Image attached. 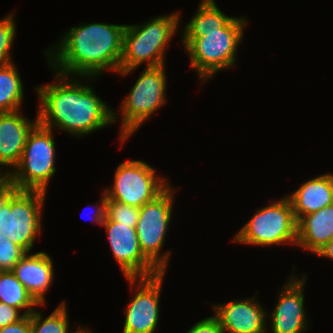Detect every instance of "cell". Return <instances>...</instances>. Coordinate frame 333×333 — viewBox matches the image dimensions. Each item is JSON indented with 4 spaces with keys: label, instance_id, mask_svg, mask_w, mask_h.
I'll use <instances>...</instances> for the list:
<instances>
[{
    "label": "cell",
    "instance_id": "cell-32",
    "mask_svg": "<svg viewBox=\"0 0 333 333\" xmlns=\"http://www.w3.org/2000/svg\"><path fill=\"white\" fill-rule=\"evenodd\" d=\"M89 330H90V331H89ZM79 333H93V332L91 331V328L84 327V328L81 330V332H79Z\"/></svg>",
    "mask_w": 333,
    "mask_h": 333
},
{
    "label": "cell",
    "instance_id": "cell-12",
    "mask_svg": "<svg viewBox=\"0 0 333 333\" xmlns=\"http://www.w3.org/2000/svg\"><path fill=\"white\" fill-rule=\"evenodd\" d=\"M101 226L107 231L112 255L125 278L152 277L161 273L143 254L136 228L110 219H105Z\"/></svg>",
    "mask_w": 333,
    "mask_h": 333
},
{
    "label": "cell",
    "instance_id": "cell-8",
    "mask_svg": "<svg viewBox=\"0 0 333 333\" xmlns=\"http://www.w3.org/2000/svg\"><path fill=\"white\" fill-rule=\"evenodd\" d=\"M239 244L273 246L297 244V221L286 196L257 210L233 237Z\"/></svg>",
    "mask_w": 333,
    "mask_h": 333
},
{
    "label": "cell",
    "instance_id": "cell-26",
    "mask_svg": "<svg viewBox=\"0 0 333 333\" xmlns=\"http://www.w3.org/2000/svg\"><path fill=\"white\" fill-rule=\"evenodd\" d=\"M186 333H223L218 318L213 314L194 324Z\"/></svg>",
    "mask_w": 333,
    "mask_h": 333
},
{
    "label": "cell",
    "instance_id": "cell-24",
    "mask_svg": "<svg viewBox=\"0 0 333 333\" xmlns=\"http://www.w3.org/2000/svg\"><path fill=\"white\" fill-rule=\"evenodd\" d=\"M138 218L139 208L107 199L106 219H110L111 221L122 223L124 225H131L132 228H136Z\"/></svg>",
    "mask_w": 333,
    "mask_h": 333
},
{
    "label": "cell",
    "instance_id": "cell-31",
    "mask_svg": "<svg viewBox=\"0 0 333 333\" xmlns=\"http://www.w3.org/2000/svg\"><path fill=\"white\" fill-rule=\"evenodd\" d=\"M8 186L7 177L0 175V194L4 191V189Z\"/></svg>",
    "mask_w": 333,
    "mask_h": 333
},
{
    "label": "cell",
    "instance_id": "cell-18",
    "mask_svg": "<svg viewBox=\"0 0 333 333\" xmlns=\"http://www.w3.org/2000/svg\"><path fill=\"white\" fill-rule=\"evenodd\" d=\"M333 239V204L303 216L297 222L296 246L315 254Z\"/></svg>",
    "mask_w": 333,
    "mask_h": 333
},
{
    "label": "cell",
    "instance_id": "cell-13",
    "mask_svg": "<svg viewBox=\"0 0 333 333\" xmlns=\"http://www.w3.org/2000/svg\"><path fill=\"white\" fill-rule=\"evenodd\" d=\"M306 274L301 279L293 272L285 285L278 291L275 308L270 314L266 330L271 333H305L309 321L305 311L304 285ZM270 327V328H269Z\"/></svg>",
    "mask_w": 333,
    "mask_h": 333
},
{
    "label": "cell",
    "instance_id": "cell-19",
    "mask_svg": "<svg viewBox=\"0 0 333 333\" xmlns=\"http://www.w3.org/2000/svg\"><path fill=\"white\" fill-rule=\"evenodd\" d=\"M15 64L0 66V112L22 110L24 86Z\"/></svg>",
    "mask_w": 333,
    "mask_h": 333
},
{
    "label": "cell",
    "instance_id": "cell-30",
    "mask_svg": "<svg viewBox=\"0 0 333 333\" xmlns=\"http://www.w3.org/2000/svg\"><path fill=\"white\" fill-rule=\"evenodd\" d=\"M317 256L328 258L333 260V239L326 243L322 248H320L316 253Z\"/></svg>",
    "mask_w": 333,
    "mask_h": 333
},
{
    "label": "cell",
    "instance_id": "cell-7",
    "mask_svg": "<svg viewBox=\"0 0 333 333\" xmlns=\"http://www.w3.org/2000/svg\"><path fill=\"white\" fill-rule=\"evenodd\" d=\"M54 131L37 123L29 132L18 165L7 175L8 186L18 190L48 193L50 179L56 173Z\"/></svg>",
    "mask_w": 333,
    "mask_h": 333
},
{
    "label": "cell",
    "instance_id": "cell-25",
    "mask_svg": "<svg viewBox=\"0 0 333 333\" xmlns=\"http://www.w3.org/2000/svg\"><path fill=\"white\" fill-rule=\"evenodd\" d=\"M27 252L0 233V271L12 270Z\"/></svg>",
    "mask_w": 333,
    "mask_h": 333
},
{
    "label": "cell",
    "instance_id": "cell-15",
    "mask_svg": "<svg viewBox=\"0 0 333 333\" xmlns=\"http://www.w3.org/2000/svg\"><path fill=\"white\" fill-rule=\"evenodd\" d=\"M21 112L20 110L0 112V166L2 167H0V175L3 176L9 175L12 168L18 165L27 136L38 123V116L31 121ZM3 166L8 169L4 171Z\"/></svg>",
    "mask_w": 333,
    "mask_h": 333
},
{
    "label": "cell",
    "instance_id": "cell-9",
    "mask_svg": "<svg viewBox=\"0 0 333 333\" xmlns=\"http://www.w3.org/2000/svg\"><path fill=\"white\" fill-rule=\"evenodd\" d=\"M177 188L169 185L160 195L139 208L136 227L143 254L161 271L168 268L171 251L161 253L172 218ZM166 236V237H165Z\"/></svg>",
    "mask_w": 333,
    "mask_h": 333
},
{
    "label": "cell",
    "instance_id": "cell-11",
    "mask_svg": "<svg viewBox=\"0 0 333 333\" xmlns=\"http://www.w3.org/2000/svg\"><path fill=\"white\" fill-rule=\"evenodd\" d=\"M165 272L152 277L126 278L135 295L126 307L122 333H155L160 315V293ZM135 287V288H134Z\"/></svg>",
    "mask_w": 333,
    "mask_h": 333
},
{
    "label": "cell",
    "instance_id": "cell-16",
    "mask_svg": "<svg viewBox=\"0 0 333 333\" xmlns=\"http://www.w3.org/2000/svg\"><path fill=\"white\" fill-rule=\"evenodd\" d=\"M53 264V259L45 251L27 252L11 270L39 306L45 305V294L54 281Z\"/></svg>",
    "mask_w": 333,
    "mask_h": 333
},
{
    "label": "cell",
    "instance_id": "cell-22",
    "mask_svg": "<svg viewBox=\"0 0 333 333\" xmlns=\"http://www.w3.org/2000/svg\"><path fill=\"white\" fill-rule=\"evenodd\" d=\"M233 17L224 14L215 0H201L195 15L182 31H212L223 28Z\"/></svg>",
    "mask_w": 333,
    "mask_h": 333
},
{
    "label": "cell",
    "instance_id": "cell-28",
    "mask_svg": "<svg viewBox=\"0 0 333 333\" xmlns=\"http://www.w3.org/2000/svg\"><path fill=\"white\" fill-rule=\"evenodd\" d=\"M0 333H31L30 315L21 320L0 328Z\"/></svg>",
    "mask_w": 333,
    "mask_h": 333
},
{
    "label": "cell",
    "instance_id": "cell-27",
    "mask_svg": "<svg viewBox=\"0 0 333 333\" xmlns=\"http://www.w3.org/2000/svg\"><path fill=\"white\" fill-rule=\"evenodd\" d=\"M25 315H20V310L0 302V328L21 320Z\"/></svg>",
    "mask_w": 333,
    "mask_h": 333
},
{
    "label": "cell",
    "instance_id": "cell-23",
    "mask_svg": "<svg viewBox=\"0 0 333 333\" xmlns=\"http://www.w3.org/2000/svg\"><path fill=\"white\" fill-rule=\"evenodd\" d=\"M14 15L12 12L0 20V66L13 62L10 50L17 31Z\"/></svg>",
    "mask_w": 333,
    "mask_h": 333
},
{
    "label": "cell",
    "instance_id": "cell-6",
    "mask_svg": "<svg viewBox=\"0 0 333 333\" xmlns=\"http://www.w3.org/2000/svg\"><path fill=\"white\" fill-rule=\"evenodd\" d=\"M166 65L145 67L120 105L121 116L113 109V122L121 120L120 141H127L152 115L166 104ZM166 97V98H165ZM121 117L119 120H117Z\"/></svg>",
    "mask_w": 333,
    "mask_h": 333
},
{
    "label": "cell",
    "instance_id": "cell-4",
    "mask_svg": "<svg viewBox=\"0 0 333 333\" xmlns=\"http://www.w3.org/2000/svg\"><path fill=\"white\" fill-rule=\"evenodd\" d=\"M180 12L157 16L143 24H127L123 32L120 76H128L146 63L145 67L164 65L166 49L180 27Z\"/></svg>",
    "mask_w": 333,
    "mask_h": 333
},
{
    "label": "cell",
    "instance_id": "cell-10",
    "mask_svg": "<svg viewBox=\"0 0 333 333\" xmlns=\"http://www.w3.org/2000/svg\"><path fill=\"white\" fill-rule=\"evenodd\" d=\"M113 185L103 191L106 198L141 208L155 199L170 184L167 178L156 175L154 167L143 160H128L115 170Z\"/></svg>",
    "mask_w": 333,
    "mask_h": 333
},
{
    "label": "cell",
    "instance_id": "cell-29",
    "mask_svg": "<svg viewBox=\"0 0 333 333\" xmlns=\"http://www.w3.org/2000/svg\"><path fill=\"white\" fill-rule=\"evenodd\" d=\"M102 197L99 199L100 202L95 205V211L93 212L94 214L92 215V222L97 223L98 225H102L103 221L106 219V194L105 192H101ZM93 208V207H92Z\"/></svg>",
    "mask_w": 333,
    "mask_h": 333
},
{
    "label": "cell",
    "instance_id": "cell-21",
    "mask_svg": "<svg viewBox=\"0 0 333 333\" xmlns=\"http://www.w3.org/2000/svg\"><path fill=\"white\" fill-rule=\"evenodd\" d=\"M67 303L65 300L56 307L46 318L36 309L30 314L31 333H79L83 329V325L78 329L70 331V323L67 312ZM81 327V328H80Z\"/></svg>",
    "mask_w": 333,
    "mask_h": 333
},
{
    "label": "cell",
    "instance_id": "cell-2",
    "mask_svg": "<svg viewBox=\"0 0 333 333\" xmlns=\"http://www.w3.org/2000/svg\"><path fill=\"white\" fill-rule=\"evenodd\" d=\"M125 27L101 22L70 27L58 43L44 52L48 67L79 77H100L107 70L118 73Z\"/></svg>",
    "mask_w": 333,
    "mask_h": 333
},
{
    "label": "cell",
    "instance_id": "cell-17",
    "mask_svg": "<svg viewBox=\"0 0 333 333\" xmlns=\"http://www.w3.org/2000/svg\"><path fill=\"white\" fill-rule=\"evenodd\" d=\"M287 197L298 222L303 216L333 204V174L324 173L312 178Z\"/></svg>",
    "mask_w": 333,
    "mask_h": 333
},
{
    "label": "cell",
    "instance_id": "cell-1",
    "mask_svg": "<svg viewBox=\"0 0 333 333\" xmlns=\"http://www.w3.org/2000/svg\"><path fill=\"white\" fill-rule=\"evenodd\" d=\"M53 83L35 88L39 105L38 123L58 129L71 136H86L113 123V109L81 79L96 81L97 77L69 76L57 73Z\"/></svg>",
    "mask_w": 333,
    "mask_h": 333
},
{
    "label": "cell",
    "instance_id": "cell-3",
    "mask_svg": "<svg viewBox=\"0 0 333 333\" xmlns=\"http://www.w3.org/2000/svg\"><path fill=\"white\" fill-rule=\"evenodd\" d=\"M248 20L233 17L223 28L212 31H183L182 45L198 79L206 83L222 70L235 66L237 48ZM187 51V52H186Z\"/></svg>",
    "mask_w": 333,
    "mask_h": 333
},
{
    "label": "cell",
    "instance_id": "cell-14",
    "mask_svg": "<svg viewBox=\"0 0 333 333\" xmlns=\"http://www.w3.org/2000/svg\"><path fill=\"white\" fill-rule=\"evenodd\" d=\"M255 297L211 304L223 333H267L269 312Z\"/></svg>",
    "mask_w": 333,
    "mask_h": 333
},
{
    "label": "cell",
    "instance_id": "cell-20",
    "mask_svg": "<svg viewBox=\"0 0 333 333\" xmlns=\"http://www.w3.org/2000/svg\"><path fill=\"white\" fill-rule=\"evenodd\" d=\"M0 302L24 310L30 315L39 304L27 292L11 270L0 271Z\"/></svg>",
    "mask_w": 333,
    "mask_h": 333
},
{
    "label": "cell",
    "instance_id": "cell-5",
    "mask_svg": "<svg viewBox=\"0 0 333 333\" xmlns=\"http://www.w3.org/2000/svg\"><path fill=\"white\" fill-rule=\"evenodd\" d=\"M45 198L46 192L10 186L0 194V233L29 253L42 234Z\"/></svg>",
    "mask_w": 333,
    "mask_h": 333
}]
</instances>
